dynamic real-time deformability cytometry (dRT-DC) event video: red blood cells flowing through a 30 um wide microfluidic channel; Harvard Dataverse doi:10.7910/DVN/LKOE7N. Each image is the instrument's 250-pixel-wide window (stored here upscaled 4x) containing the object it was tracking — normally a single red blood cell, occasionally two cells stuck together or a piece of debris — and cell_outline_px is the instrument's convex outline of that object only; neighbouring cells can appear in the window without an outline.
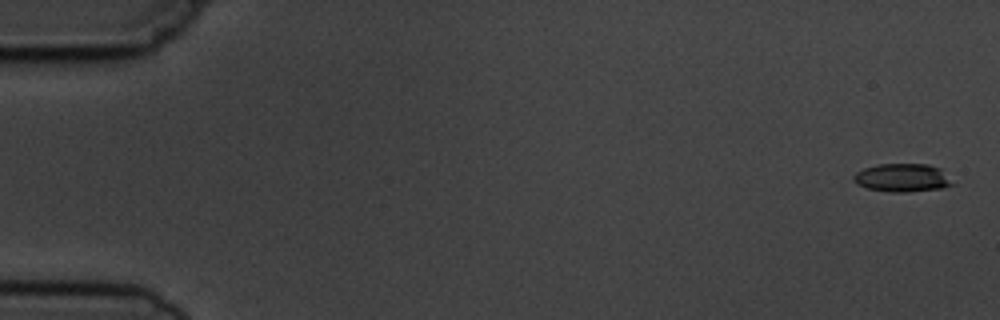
{"species": "common noctule bat (a hibernating species)", "species_latin": "Nyctalus noctula", "temperature_condition": "cold", "stored_images_in_passage": 5, "camera_frame_rate_fps": 3000, "um_per_image_px": 0.085, "animal": {"sex": "male", "body_mass_g": 19.5, "forearm_length_mm": 54.6}, "frame": {"image": 1, "passage_image": 1, "time_ms": 0.0, "image_size_px": [1000, 320], "cell_outline_px": [[956, 184], [944, 188], [908, 192], [888, 192], [868, 188], [856, 184], [852, 180], [852, 176], [856, 172], [864, 168], [876, 164], [928, 164], [940, 168]], "centroid_in_image_um": [76.7, 15.11], "position_along_channel_um": 8.3, "area_um2": 16.53}}
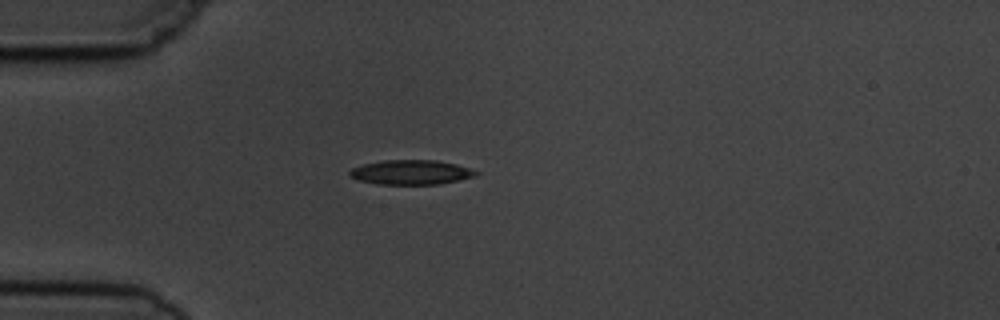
{"frame": {"image": 2, "passage_image": 5, "time_ms": 4.667, "image_size_px": [1000, 320], "cell_outline_px": [[480, 172], [476, 176], [440, 184], [376, 184], [360, 180], [352, 176], [348, 172], [352, 168], [364, 164], [384, 160], [436, 160], [456, 164]], "centroid_in_image_um": [34.96, 14.64], "position_along_channel_um": 50.0, "area_um2": 17.92}}